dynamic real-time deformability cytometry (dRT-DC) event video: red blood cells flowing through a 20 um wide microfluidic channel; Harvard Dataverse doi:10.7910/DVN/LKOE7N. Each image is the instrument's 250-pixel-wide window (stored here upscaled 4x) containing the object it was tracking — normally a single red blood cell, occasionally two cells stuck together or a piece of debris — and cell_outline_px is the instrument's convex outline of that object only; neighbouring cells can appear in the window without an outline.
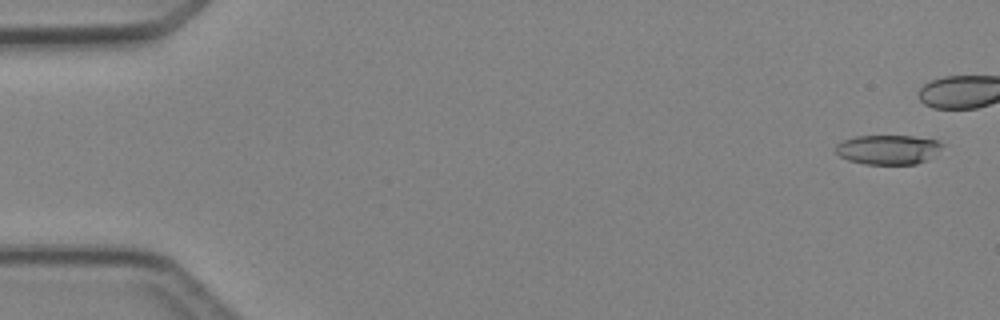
{"species": "Egyptian fruit bat (a non-hibernating species)", "species_latin": "Rousettus aegyptiacus", "temperature_condition": "cold", "stored_images_in_passage": 7, "camera_frame_rate_fps": 3000, "um_per_image_px": 0.085, "animal": {"sex": "female"}, "frame": {"image": 1, "passage_image": 1, "time_ms": 0.0, "image_size_px": [1000, 320], "cell_outline_px": [[944, 144], [924, 160], [916, 164], [864, 164], [848, 160], [840, 156], [836, 152], [836, 144], [844, 140], [856, 136], [912, 136], [936, 140]], "centroid_in_image_um": [75.41, 12.71], "position_along_channel_um": 9.6, "area_um2": 17.92}}
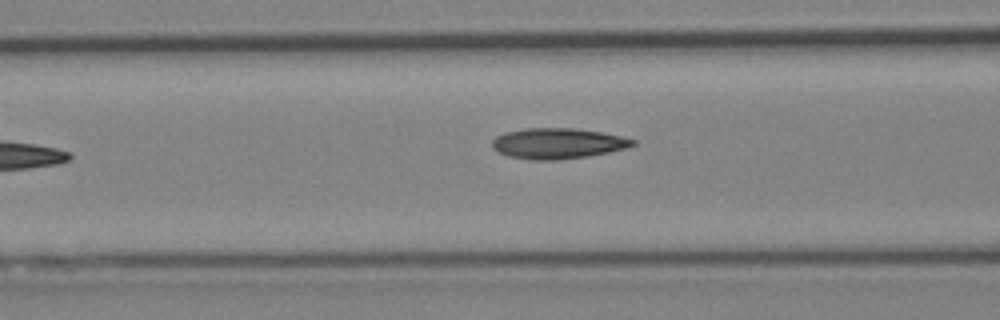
{"frame": {"image": 2, "passage_image": 7, "time_ms": 7.0, "image_size_px": [1000, 320], "cell_outline_px": [[636, 144], [624, 148], [608, 152], [588, 156], [556, 160], [532, 160], [508, 156], [492, 148], [492, 140], [496, 136], [504, 132], [524, 128], [572, 128], [600, 132], [620, 136], [636, 140]], "centroid_in_image_um": [47.36, 12.19], "position_along_channel_um": 119.2, "area_um2": 24.97}}